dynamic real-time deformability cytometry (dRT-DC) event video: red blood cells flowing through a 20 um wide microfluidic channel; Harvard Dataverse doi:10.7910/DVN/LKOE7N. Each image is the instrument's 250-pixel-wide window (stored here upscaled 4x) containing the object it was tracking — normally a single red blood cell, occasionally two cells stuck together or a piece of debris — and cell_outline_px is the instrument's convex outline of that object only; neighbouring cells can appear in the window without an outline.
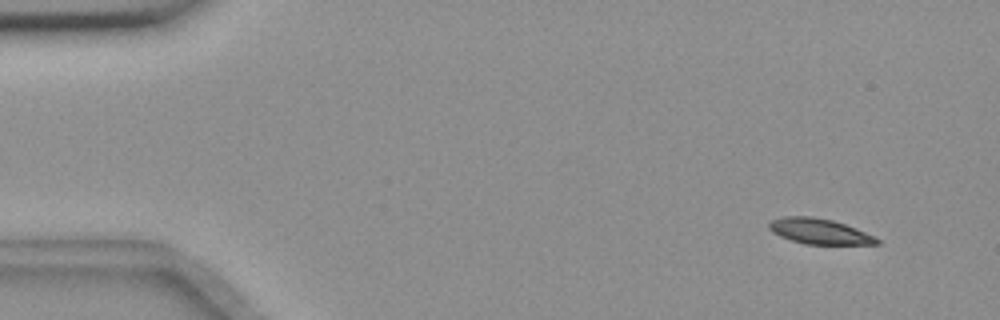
{"species": "common noctule bat (a hibernating species)", "species_latin": "Nyctalus noctula", "temperature_condition": "room temperature", "stored_images_in_passage": 57, "camera_frame_rate_fps": 3000, "um_per_image_px": 0.085, "animal": {"sex": "female", "body_mass_g": 18.4}, "frame": {"image": 1, "passage_image": 5, "time_ms": 1.333, "image_size_px": [1000, 320], "cell_outline_px": [[880, 244], [804, 244], [780, 236], [772, 232], [768, 228], [768, 224], [772, 220], [784, 216], [808, 216], [832, 220], [856, 228], [876, 236], [880, 240]], "centroid_in_image_um": [69.66, 19.66], "position_along_channel_um": 15.3, "area_um2": 15.95}}
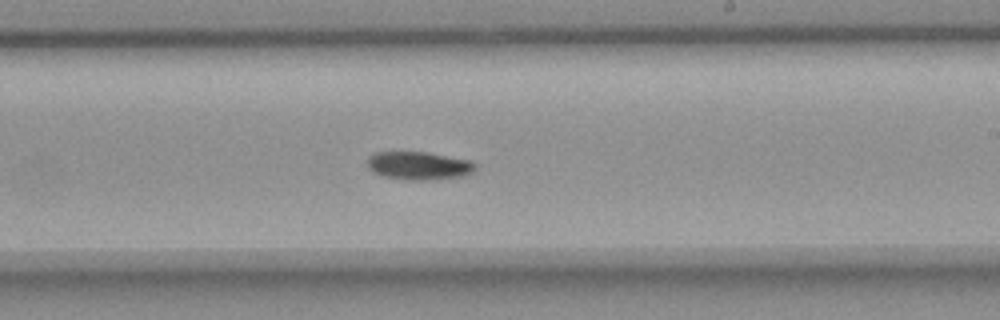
{"frame": {"image": 2, "passage_image": 34, "time_ms": 11.0, "image_size_px": [1000, 320], "cell_outline_px": [[476, 168], [472, 172], [464, 176], [424, 180], [404, 180], [384, 176], [372, 172], [368, 168], [368, 156], [372, 152], [428, 152], [468, 160], [476, 164]], "centroid_in_image_um": [35.56, 14.08], "position_along_channel_um": 253.4, "area_um2": 17.74}}
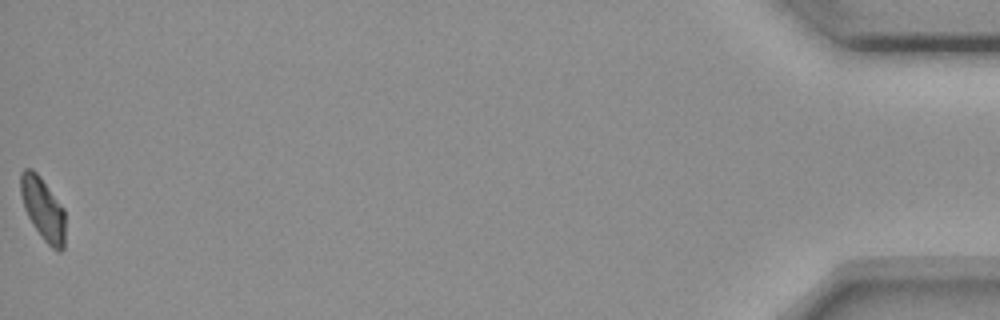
{"frame": {"image": 3, "passage_image": 57, "time_ms": 18.667, "image_size_px": [1000, 320], "cell_outline_px": [[64, 248], [60, 252], [52, 248], [44, 240], [32, 224], [24, 208], [20, 192], [20, 172], [24, 168], [32, 168], [40, 176], [64, 208]], "centroid_in_image_um": [3.64, 17.73], "position_along_channel_um": 431.6, "area_um2": 16.3}, "authors_computed_cell_mechanics": {"area_um2": 17.1088, "velocity_mm_per_s": 3.6065, "shape_relaxation_time_tau1_ms": 3.5019, "shape_relaxation_time_tau2_ms": null, "deformation_change_tau1": 0.1122, "deformation_change_tau2": null}}